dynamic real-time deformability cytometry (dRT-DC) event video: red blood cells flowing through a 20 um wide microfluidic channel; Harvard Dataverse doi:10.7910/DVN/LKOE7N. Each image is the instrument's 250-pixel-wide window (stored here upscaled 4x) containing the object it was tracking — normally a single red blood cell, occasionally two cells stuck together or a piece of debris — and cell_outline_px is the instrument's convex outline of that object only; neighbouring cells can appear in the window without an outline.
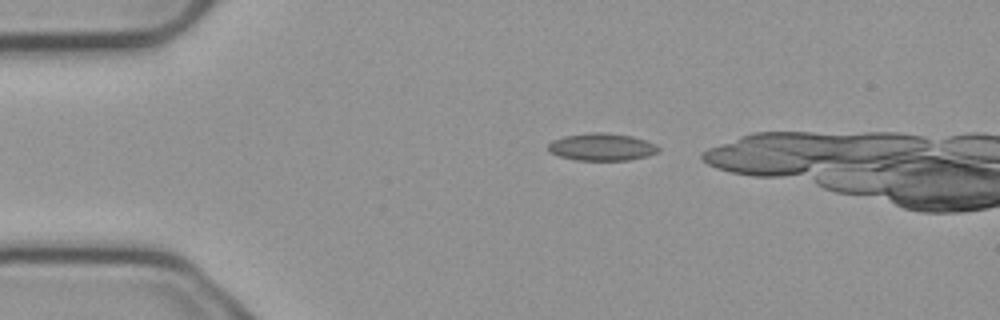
{"species": "common noctule bat (a hibernating species)", "species_latin": "Nyctalus noctula", "temperature_condition": "cold", "stored_images_in_passage": 4, "camera_frame_rate_fps": 3000, "um_per_image_px": 0.085, "animal": {"sex": "male", "body_mass_g": 23.1, "forearm_length_mm": 52.7}, "frame": {"image": 1, "passage_image": 1, "time_ms": 0.0, "image_size_px": [1000, 320], "cell_outline_px": [[660, 152], [648, 156], [628, 160], [576, 160], [560, 156], [548, 152], [548, 144], [552, 140], [564, 136], [592, 132], [604, 132], [632, 136], [656, 144], [660, 148]], "centroid_in_image_um": [51.16, 12.49], "position_along_channel_um": 33.8, "area_um2": 17.69}}